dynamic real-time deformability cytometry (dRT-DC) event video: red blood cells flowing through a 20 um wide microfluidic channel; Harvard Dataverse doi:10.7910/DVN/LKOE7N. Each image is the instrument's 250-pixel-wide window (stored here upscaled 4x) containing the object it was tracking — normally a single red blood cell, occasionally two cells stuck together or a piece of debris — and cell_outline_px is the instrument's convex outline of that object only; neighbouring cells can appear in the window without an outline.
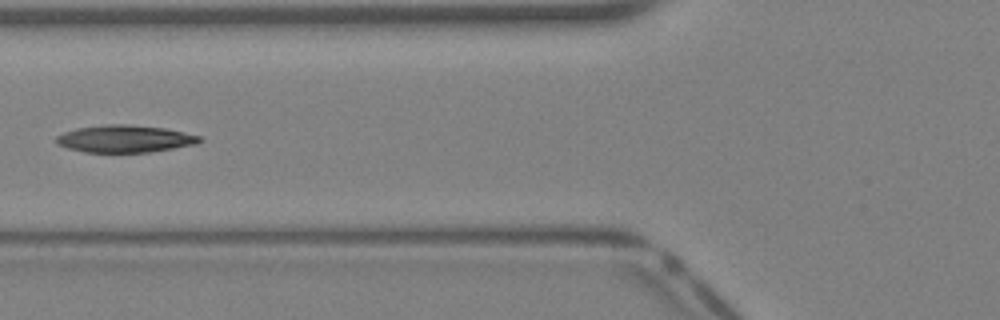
{"species": "Egyptian fruit bat (a non-hibernating species)", "species_latin": "Rousettus aegyptiacus", "temperature_condition": "warm", "stored_images_in_passage": 28, "camera_frame_rate_fps": 3000, "um_per_image_px": 0.085, "animal": {"sex": "female"}, "frame": {"image": 1, "passage_image": 5, "time_ms": 1.333, "image_size_px": [1000, 320], "cell_outline_px": [[204, 140], [196, 144], [152, 152], [84, 152], [68, 148], [56, 144], [56, 136], [64, 132], [76, 128], [108, 124], [128, 124], [164, 128], [184, 132], [200, 136]], "centroid_in_image_um": [10.61, 11.8], "position_along_channel_um": 115.2, "area_um2": 22.83}}
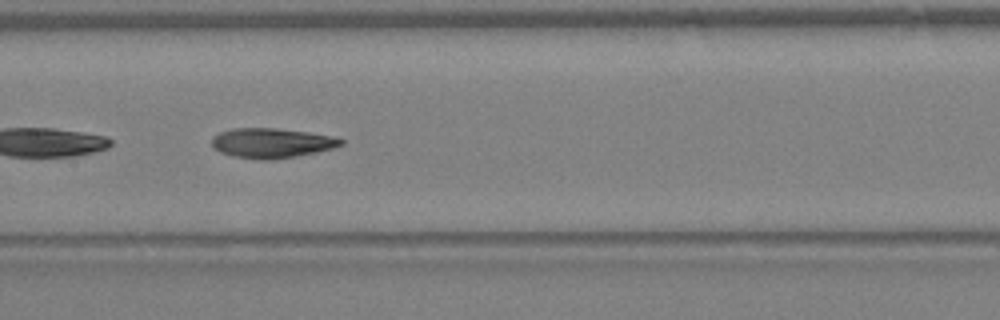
{"frame": {"image": 2, "passage_image": 9, "time_ms": 2.667, "image_size_px": [1000, 320], "cell_outline_px": [[344, 144], [332, 148], [316, 152], [296, 156], [268, 160], [260, 160], [232, 156], [220, 152], [212, 148], [212, 136], [220, 132], [232, 128], [276, 128], [308, 132], [332, 136], [344, 140]], "centroid_in_image_um": [23.05, 12.15], "position_along_channel_um": 184.3, "area_um2": 22.48}}